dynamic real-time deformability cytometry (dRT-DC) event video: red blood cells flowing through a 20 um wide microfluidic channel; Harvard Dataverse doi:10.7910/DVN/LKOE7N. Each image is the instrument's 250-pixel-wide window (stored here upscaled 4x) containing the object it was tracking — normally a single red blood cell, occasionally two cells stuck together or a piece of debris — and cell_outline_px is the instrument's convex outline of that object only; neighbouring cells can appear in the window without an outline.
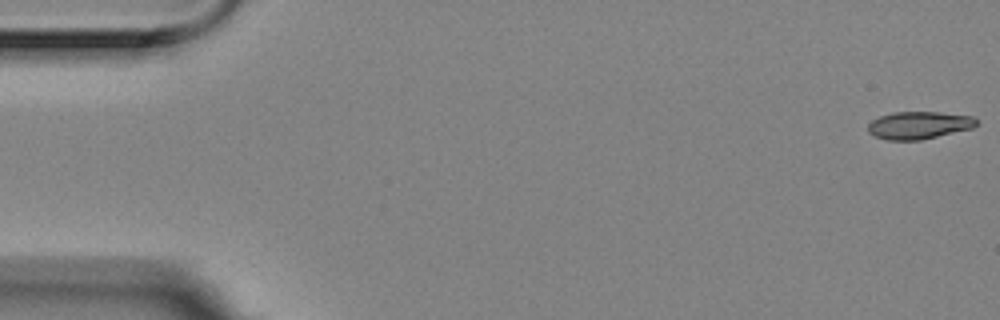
{"species": "Egyptian fruit bat (a non-hibernating species)", "species_latin": "Rousettus aegyptiacus", "temperature_condition": "room temperature", "stored_images_in_passage": 10, "segment_of_instrument_passage": [1, 2], "camera_frame_rate_fps": 3000, "um_per_image_px": 0.085, "animal": {"sex": "female"}, "frame": {"image": 1, "passage_image": 1, "time_ms": 0.0, "image_size_px": [1000, 320], "cell_outline_px": [[976, 124], [972, 128], [920, 140], [888, 140], [876, 136], [868, 132], [868, 124], [872, 120], [880, 116], [892, 112], [940, 112], [972, 116], [976, 120]], "centroid_in_image_um": [78.08, 10.64], "position_along_channel_um": 6.9, "area_um2": 17.22}}
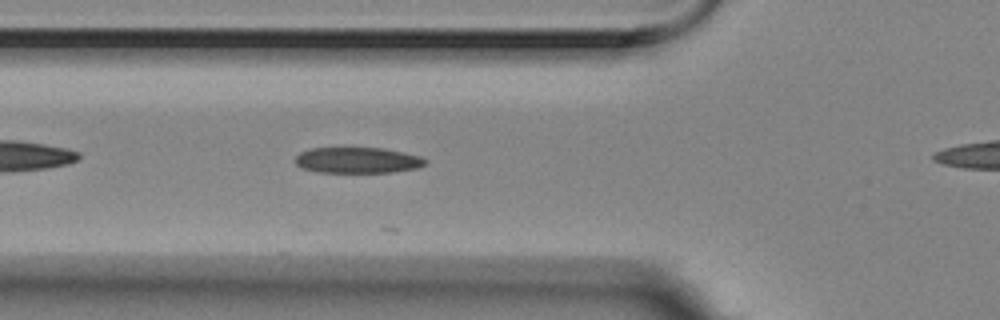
{"frame": {"image": 2, "passage_image": 9, "time_ms": 2.667, "image_size_px": [1000, 320], "cell_outline_px": [[428, 164], [420, 168], [392, 172], [320, 172], [300, 168], [296, 164], [296, 156], [300, 152], [308, 148], [384, 148], [404, 152], [420, 156], [428, 160]], "centroid_in_image_um": [30.44, 13.62], "position_along_channel_um": 95.4, "area_um2": 19.83}}